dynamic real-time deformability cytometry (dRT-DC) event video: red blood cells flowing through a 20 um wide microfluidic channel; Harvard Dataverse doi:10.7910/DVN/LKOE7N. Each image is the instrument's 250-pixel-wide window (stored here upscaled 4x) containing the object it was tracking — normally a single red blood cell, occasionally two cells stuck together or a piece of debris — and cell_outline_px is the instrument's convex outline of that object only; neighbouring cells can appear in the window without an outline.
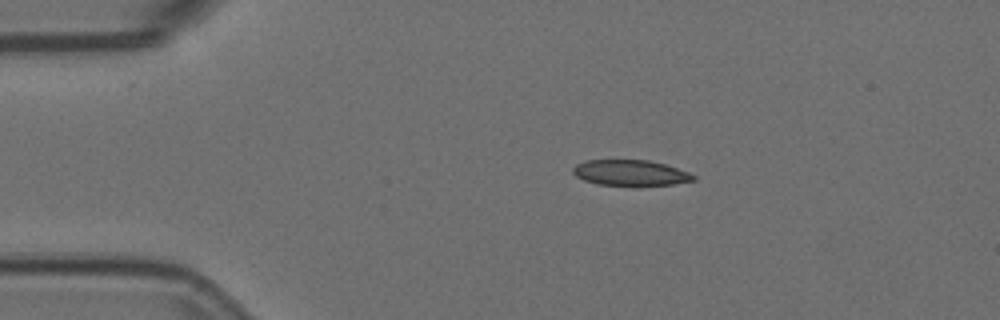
{"species": "Egyptian fruit bat (a non-hibernating species)", "species_latin": "Rousettus aegyptiacus", "temperature_condition": "room temperature", "stored_images_in_passage": 46, "camera_frame_rate_fps": 3000, "um_per_image_px": 0.085, "animal": {"sex": "female"}, "frame": {"image": 1, "passage_image": 1, "time_ms": 0.0, "image_size_px": [1000, 320], "cell_outline_px": [[696, 180], [672, 184], [596, 184], [584, 180], [576, 176], [572, 172], [572, 168], [576, 164], [584, 160], [648, 160], [664, 164], [688, 172], [696, 176]], "centroid_in_image_um": [53.55, 14.66], "position_along_channel_um": 31.5, "area_um2": 17.63}}
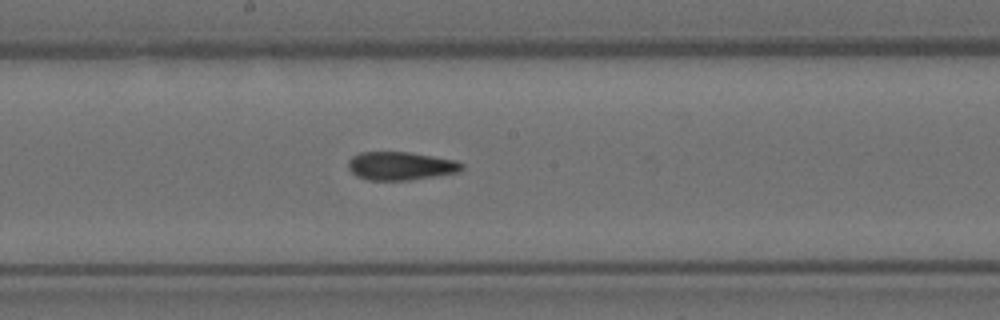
{"frame": {"image": 2, "passage_image": 20, "time_ms": 6.333, "image_size_px": [1000, 320], "cell_outline_px": [[464, 168], [460, 172], [408, 180], [368, 180], [356, 176], [348, 168], [348, 160], [352, 156], [360, 152], [408, 152], [456, 160], [464, 164]], "centroid_in_image_um": [34.05, 14.1], "position_along_channel_um": 214.1, "area_um2": 18.79}}
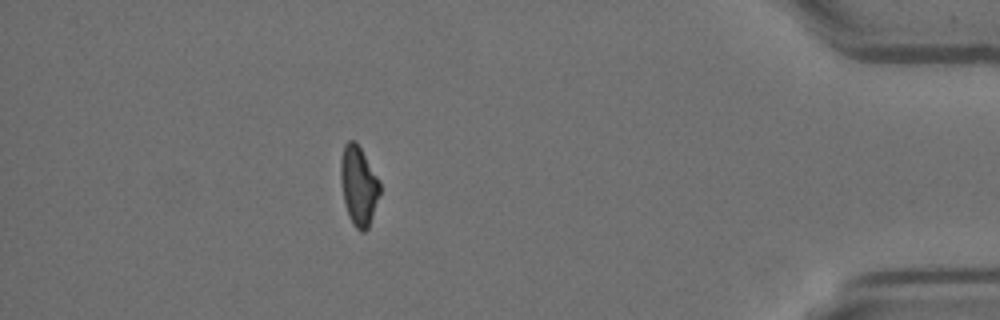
{"frame": {"image": 3, "passage_image": 40, "time_ms": 13.0, "image_size_px": [1000, 320], "cell_outline_px": [[380, 192], [368, 228], [364, 232], [360, 232], [352, 224], [348, 216], [344, 200], [340, 180], [340, 160], [344, 144], [348, 140], [356, 140], [380, 180]], "centroid_in_image_um": [30.47, 15.75], "position_along_channel_um": 404.7, "area_um2": 18.26}, "authors_computed_cell_mechanics": {"area_um2": 18.8428, "velocity_mm_per_s": 3.5977, "shape_relaxation_time_tau1_ms": null, "shape_relaxation_time_tau2_ms": 5.0318, "deformation_change_tau1": null, "deformation_change_tau2": 0.1103}}